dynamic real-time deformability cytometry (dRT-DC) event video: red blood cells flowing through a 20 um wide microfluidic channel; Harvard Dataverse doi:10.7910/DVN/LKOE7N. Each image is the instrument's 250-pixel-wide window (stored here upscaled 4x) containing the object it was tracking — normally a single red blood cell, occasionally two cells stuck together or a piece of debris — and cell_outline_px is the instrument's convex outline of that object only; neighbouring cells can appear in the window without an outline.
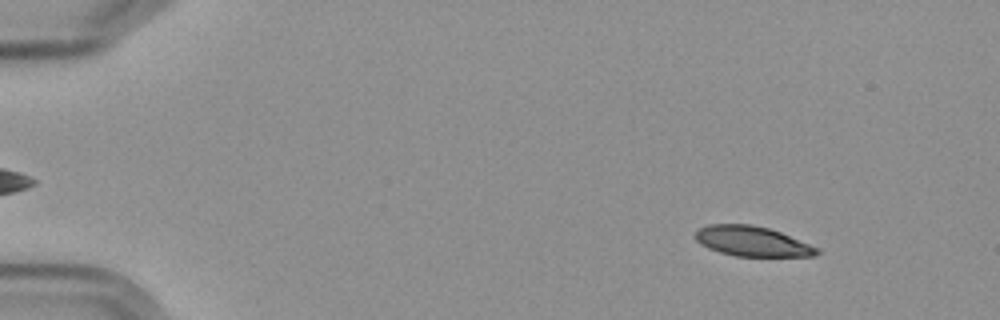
{"species": "Egyptian fruit bat (a non-hibernating species)", "species_latin": "Rousettus aegyptiacus", "temperature_condition": "cold", "stored_images_in_passage": 7, "camera_frame_rate_fps": 3000, "um_per_image_px": 0.085, "frame": {"image": 1, "passage_image": 2, "time_ms": 1.333, "image_size_px": [1000, 320], "cell_outline_px": [[820, 252], [816, 256], [736, 256], [720, 252], [708, 248], [700, 244], [696, 240], [696, 232], [700, 228], [708, 224], [752, 224], [768, 228], [780, 232], [820, 248]], "centroid_in_image_um": [63.95, 20.51], "position_along_channel_um": 21.0, "area_um2": 21.21}}
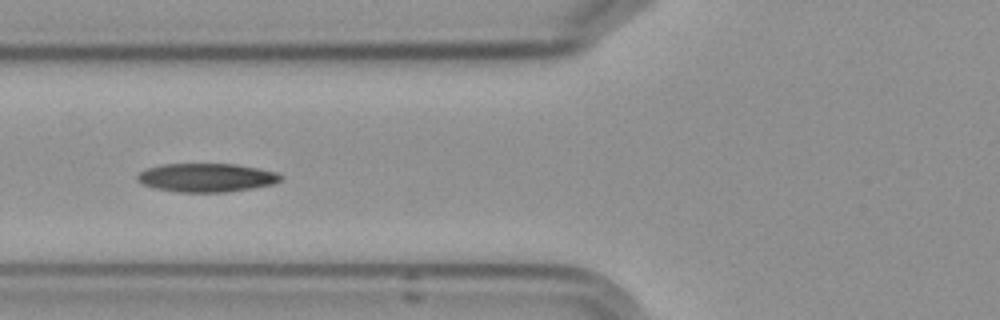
{"frame": {"image": 2, "passage_image": 6, "time_ms": 6.667, "image_size_px": [1000, 320], "cell_outline_px": [[284, 176], [280, 180], [272, 184], [252, 188], [228, 192], [180, 192], [152, 188], [140, 184], [136, 180], [136, 176], [140, 172], [148, 168], [164, 164], [236, 164], [276, 172]], "centroid_in_image_um": [17.51, 15.1], "position_along_channel_um": 108.3, "area_um2": 23.93}}
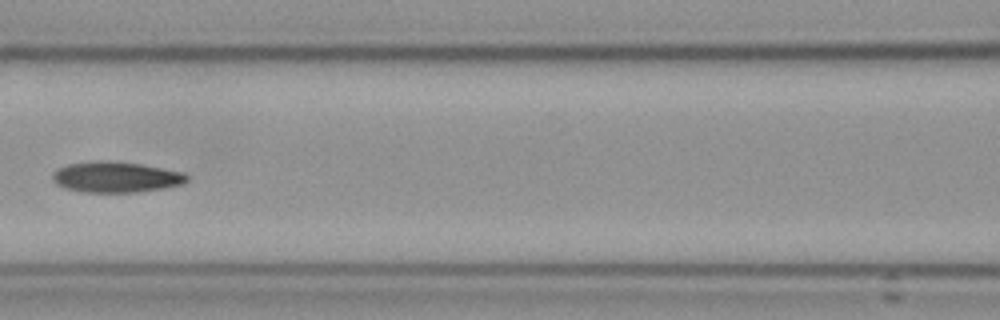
{"frame": {"image": 3, "passage_image": 7, "time_ms": 8.0, "image_size_px": [1000, 320], "cell_outline_px": [[188, 180], [184, 184], [164, 188], [140, 192], [84, 192], [64, 188], [56, 184], [52, 180], [52, 172], [68, 164], [100, 160], [108, 160], [140, 164], [184, 172], [188, 176]], "centroid_in_image_um": [9.86, 15.05], "position_along_channel_um": 156.7, "area_um2": 24.22}}